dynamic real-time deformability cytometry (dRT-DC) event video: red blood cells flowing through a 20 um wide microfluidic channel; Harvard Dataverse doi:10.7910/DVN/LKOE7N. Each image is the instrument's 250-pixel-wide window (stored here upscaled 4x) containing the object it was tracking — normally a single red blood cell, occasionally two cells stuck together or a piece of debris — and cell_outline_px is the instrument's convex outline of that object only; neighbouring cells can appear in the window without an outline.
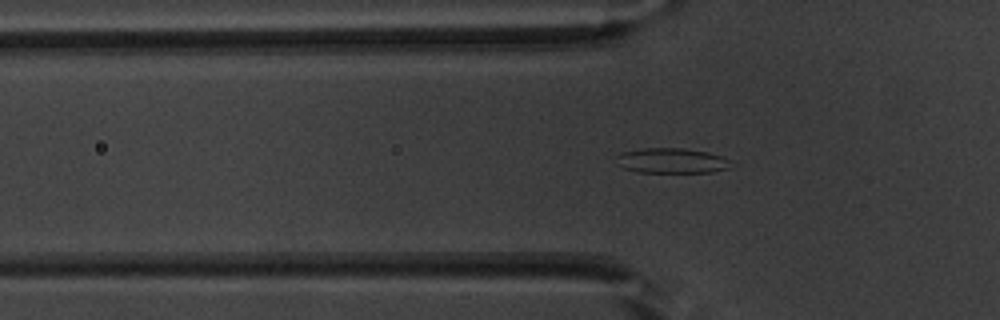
{"species": "common noctule bat (a hibernating species)", "species_latin": "Nyctalus noctula", "temperature_condition": "warm", "stored_images_in_passage": 54, "camera_frame_rate_fps": 3000, "um_per_image_px": 0.085, "animal": {"sex": "male", "body_mass_g": 20.1, "forearm_length_mm": 53.5}, "frame": {"image": 1, "passage_image": 17, "time_ms": 5.333, "image_size_px": [1000, 320], "cell_outline_px": [[728, 168], [712, 172], [636, 172], [624, 168], [620, 164], [616, 156], [620, 152], [644, 148], [684, 148], [708, 152], [720, 156], [728, 160]], "centroid_in_image_um": [57.05, 13.65], "position_along_channel_um": 68.8, "area_um2": 16.53}}
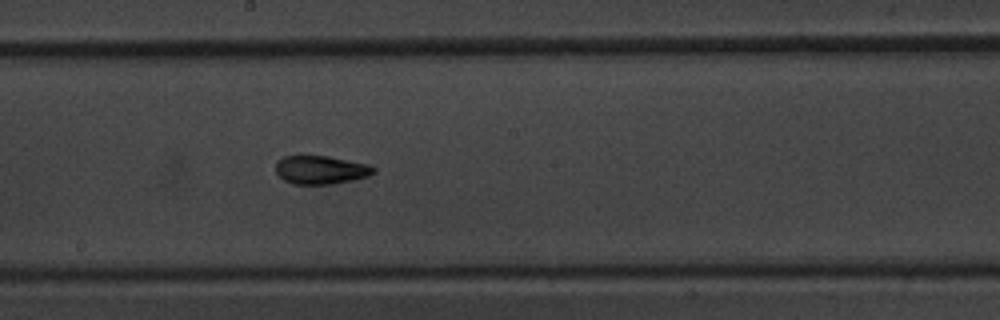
{"frame": {"image": 2, "passage_image": 29, "time_ms": 9.333, "image_size_px": [1000, 320], "cell_outline_px": [[376, 172], [368, 176], [352, 180], [332, 184], [292, 184], [284, 180], [276, 172], [276, 160], [284, 156], [328, 156], [368, 164], [376, 168]], "centroid_in_image_um": [27.27, 14.44], "position_along_channel_um": 220.9, "area_um2": 16.24}}
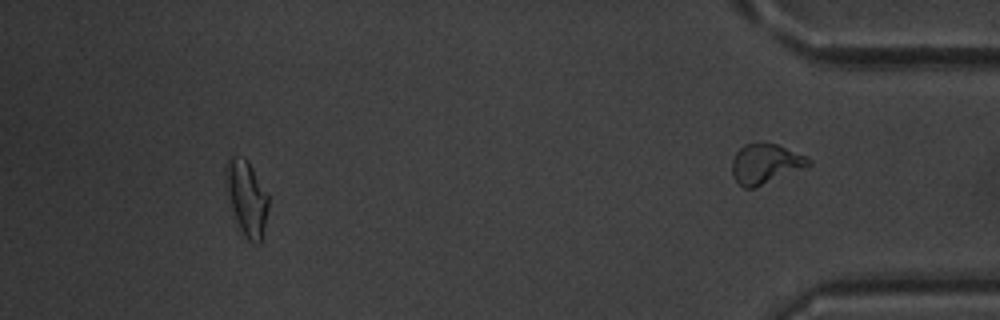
{"frame": {"image": 3, "passage_image": 49, "time_ms": 16.0, "image_size_px": [1000, 320], "cell_outline_px": [[268, 208], [260, 244], [256, 244], [248, 240], [244, 236], [236, 220], [232, 208], [224, 176], [224, 168], [228, 160], [232, 156], [244, 156], [248, 160], [268, 196]], "centroid_in_image_um": [20.96, 16.8], "position_along_channel_um": 414.2, "area_um2": 18.32}, "authors_computed_cell_mechanics": {"area_um2": 16.9643, "velocity_mm_per_s": 3.8029, "shape_relaxation_time_tau1_ms": 8.5361, "shape_relaxation_time_tau2_ms": 1.8594, "deformation_change_tau1": 0.2065, "deformation_change_tau2": 0.0638}}